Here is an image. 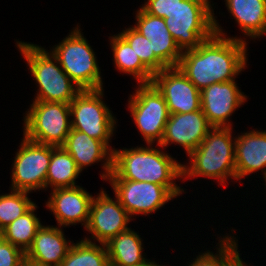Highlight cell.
Here are the masks:
<instances>
[{
    "label": "cell",
    "instance_id": "10",
    "mask_svg": "<svg viewBox=\"0 0 266 266\" xmlns=\"http://www.w3.org/2000/svg\"><path fill=\"white\" fill-rule=\"evenodd\" d=\"M20 146L12 163L11 189L29 193L45 190L52 145L39 144L23 136Z\"/></svg>",
    "mask_w": 266,
    "mask_h": 266
},
{
    "label": "cell",
    "instance_id": "4",
    "mask_svg": "<svg viewBox=\"0 0 266 266\" xmlns=\"http://www.w3.org/2000/svg\"><path fill=\"white\" fill-rule=\"evenodd\" d=\"M39 87L33 101L70 104L81 89L61 68L58 59L41 46L16 41Z\"/></svg>",
    "mask_w": 266,
    "mask_h": 266
},
{
    "label": "cell",
    "instance_id": "8",
    "mask_svg": "<svg viewBox=\"0 0 266 266\" xmlns=\"http://www.w3.org/2000/svg\"><path fill=\"white\" fill-rule=\"evenodd\" d=\"M104 90H81L69 104L72 129L102 141L112 152L109 141L116 130V118L104 103Z\"/></svg>",
    "mask_w": 266,
    "mask_h": 266
},
{
    "label": "cell",
    "instance_id": "21",
    "mask_svg": "<svg viewBox=\"0 0 266 266\" xmlns=\"http://www.w3.org/2000/svg\"><path fill=\"white\" fill-rule=\"evenodd\" d=\"M105 245L109 266H166L144 257L142 238L130 228L111 238Z\"/></svg>",
    "mask_w": 266,
    "mask_h": 266
},
{
    "label": "cell",
    "instance_id": "7",
    "mask_svg": "<svg viewBox=\"0 0 266 266\" xmlns=\"http://www.w3.org/2000/svg\"><path fill=\"white\" fill-rule=\"evenodd\" d=\"M23 135L30 141L62 146L72 129L69 104L33 101L25 112Z\"/></svg>",
    "mask_w": 266,
    "mask_h": 266
},
{
    "label": "cell",
    "instance_id": "26",
    "mask_svg": "<svg viewBox=\"0 0 266 266\" xmlns=\"http://www.w3.org/2000/svg\"><path fill=\"white\" fill-rule=\"evenodd\" d=\"M100 245L85 236L80 242L73 243L60 266H109L106 245Z\"/></svg>",
    "mask_w": 266,
    "mask_h": 266
},
{
    "label": "cell",
    "instance_id": "20",
    "mask_svg": "<svg viewBox=\"0 0 266 266\" xmlns=\"http://www.w3.org/2000/svg\"><path fill=\"white\" fill-rule=\"evenodd\" d=\"M72 245L70 240H66L61 227L42 225L25 252V258L45 266H60Z\"/></svg>",
    "mask_w": 266,
    "mask_h": 266
},
{
    "label": "cell",
    "instance_id": "23",
    "mask_svg": "<svg viewBox=\"0 0 266 266\" xmlns=\"http://www.w3.org/2000/svg\"><path fill=\"white\" fill-rule=\"evenodd\" d=\"M109 39L115 67L124 74L132 75L137 84L152 83L154 74L141 62L130 44L119 33Z\"/></svg>",
    "mask_w": 266,
    "mask_h": 266
},
{
    "label": "cell",
    "instance_id": "14",
    "mask_svg": "<svg viewBox=\"0 0 266 266\" xmlns=\"http://www.w3.org/2000/svg\"><path fill=\"white\" fill-rule=\"evenodd\" d=\"M235 80L216 82L203 88L201 109L213 127H232L230 116L246 102L247 96Z\"/></svg>",
    "mask_w": 266,
    "mask_h": 266
},
{
    "label": "cell",
    "instance_id": "33",
    "mask_svg": "<svg viewBox=\"0 0 266 266\" xmlns=\"http://www.w3.org/2000/svg\"><path fill=\"white\" fill-rule=\"evenodd\" d=\"M234 266H247V264L243 263V261L240 259Z\"/></svg>",
    "mask_w": 266,
    "mask_h": 266
},
{
    "label": "cell",
    "instance_id": "17",
    "mask_svg": "<svg viewBox=\"0 0 266 266\" xmlns=\"http://www.w3.org/2000/svg\"><path fill=\"white\" fill-rule=\"evenodd\" d=\"M133 26L150 40L154 55L168 68L177 67L182 51L167 29L164 18L147 13L142 7L136 12Z\"/></svg>",
    "mask_w": 266,
    "mask_h": 266
},
{
    "label": "cell",
    "instance_id": "32",
    "mask_svg": "<svg viewBox=\"0 0 266 266\" xmlns=\"http://www.w3.org/2000/svg\"><path fill=\"white\" fill-rule=\"evenodd\" d=\"M22 266H45V265L37 264L25 258Z\"/></svg>",
    "mask_w": 266,
    "mask_h": 266
},
{
    "label": "cell",
    "instance_id": "28",
    "mask_svg": "<svg viewBox=\"0 0 266 266\" xmlns=\"http://www.w3.org/2000/svg\"><path fill=\"white\" fill-rule=\"evenodd\" d=\"M28 194L11 189L10 193L0 195V232L35 204Z\"/></svg>",
    "mask_w": 266,
    "mask_h": 266
},
{
    "label": "cell",
    "instance_id": "6",
    "mask_svg": "<svg viewBox=\"0 0 266 266\" xmlns=\"http://www.w3.org/2000/svg\"><path fill=\"white\" fill-rule=\"evenodd\" d=\"M52 49L61 68L81 90L103 88L96 54L78 25Z\"/></svg>",
    "mask_w": 266,
    "mask_h": 266
},
{
    "label": "cell",
    "instance_id": "2",
    "mask_svg": "<svg viewBox=\"0 0 266 266\" xmlns=\"http://www.w3.org/2000/svg\"><path fill=\"white\" fill-rule=\"evenodd\" d=\"M136 146L135 148H113L112 172L109 178H122L125 180L150 182L165 186L175 197L184 192L175 180L182 179V165L175 158L160 148Z\"/></svg>",
    "mask_w": 266,
    "mask_h": 266
},
{
    "label": "cell",
    "instance_id": "1",
    "mask_svg": "<svg viewBox=\"0 0 266 266\" xmlns=\"http://www.w3.org/2000/svg\"><path fill=\"white\" fill-rule=\"evenodd\" d=\"M214 34L195 49L182 52L177 67L201 91L235 78L247 66L246 40L227 37L213 16Z\"/></svg>",
    "mask_w": 266,
    "mask_h": 266
},
{
    "label": "cell",
    "instance_id": "15",
    "mask_svg": "<svg viewBox=\"0 0 266 266\" xmlns=\"http://www.w3.org/2000/svg\"><path fill=\"white\" fill-rule=\"evenodd\" d=\"M212 128L202 109L190 113L170 114L163 138L158 145L165 149L169 144L175 143L182 146L189 155Z\"/></svg>",
    "mask_w": 266,
    "mask_h": 266
},
{
    "label": "cell",
    "instance_id": "19",
    "mask_svg": "<svg viewBox=\"0 0 266 266\" xmlns=\"http://www.w3.org/2000/svg\"><path fill=\"white\" fill-rule=\"evenodd\" d=\"M242 134L234 137L236 180L261 170L266 183V130Z\"/></svg>",
    "mask_w": 266,
    "mask_h": 266
},
{
    "label": "cell",
    "instance_id": "16",
    "mask_svg": "<svg viewBox=\"0 0 266 266\" xmlns=\"http://www.w3.org/2000/svg\"><path fill=\"white\" fill-rule=\"evenodd\" d=\"M48 199L46 207L53 212L59 227H70L77 223L86 227L93 196L83 187L54 189Z\"/></svg>",
    "mask_w": 266,
    "mask_h": 266
},
{
    "label": "cell",
    "instance_id": "11",
    "mask_svg": "<svg viewBox=\"0 0 266 266\" xmlns=\"http://www.w3.org/2000/svg\"><path fill=\"white\" fill-rule=\"evenodd\" d=\"M115 196L130 217L156 212L176 198L165 186L150 182H138L122 178H108Z\"/></svg>",
    "mask_w": 266,
    "mask_h": 266
},
{
    "label": "cell",
    "instance_id": "27",
    "mask_svg": "<svg viewBox=\"0 0 266 266\" xmlns=\"http://www.w3.org/2000/svg\"><path fill=\"white\" fill-rule=\"evenodd\" d=\"M235 239L234 235L223 236L218 243L217 253L209 250L200 253L189 266H234L241 259Z\"/></svg>",
    "mask_w": 266,
    "mask_h": 266
},
{
    "label": "cell",
    "instance_id": "18",
    "mask_svg": "<svg viewBox=\"0 0 266 266\" xmlns=\"http://www.w3.org/2000/svg\"><path fill=\"white\" fill-rule=\"evenodd\" d=\"M62 147L72 156L81 172L86 167L102 161V168L105 172L100 176L108 181L112 172L113 152L102 141L71 129Z\"/></svg>",
    "mask_w": 266,
    "mask_h": 266
},
{
    "label": "cell",
    "instance_id": "9",
    "mask_svg": "<svg viewBox=\"0 0 266 266\" xmlns=\"http://www.w3.org/2000/svg\"><path fill=\"white\" fill-rule=\"evenodd\" d=\"M138 86L135 94H130L128 108L144 141L159 144L170 116L166 101L153 83Z\"/></svg>",
    "mask_w": 266,
    "mask_h": 266
},
{
    "label": "cell",
    "instance_id": "31",
    "mask_svg": "<svg viewBox=\"0 0 266 266\" xmlns=\"http://www.w3.org/2000/svg\"><path fill=\"white\" fill-rule=\"evenodd\" d=\"M142 8L153 16L167 18L174 8V0H147Z\"/></svg>",
    "mask_w": 266,
    "mask_h": 266
},
{
    "label": "cell",
    "instance_id": "24",
    "mask_svg": "<svg viewBox=\"0 0 266 266\" xmlns=\"http://www.w3.org/2000/svg\"><path fill=\"white\" fill-rule=\"evenodd\" d=\"M81 170L72 156L62 147L52 145V155L46 175V190L76 187V179Z\"/></svg>",
    "mask_w": 266,
    "mask_h": 266
},
{
    "label": "cell",
    "instance_id": "13",
    "mask_svg": "<svg viewBox=\"0 0 266 266\" xmlns=\"http://www.w3.org/2000/svg\"><path fill=\"white\" fill-rule=\"evenodd\" d=\"M152 83L162 93L170 114L201 109L200 90L178 67H168L155 73Z\"/></svg>",
    "mask_w": 266,
    "mask_h": 266
},
{
    "label": "cell",
    "instance_id": "25",
    "mask_svg": "<svg viewBox=\"0 0 266 266\" xmlns=\"http://www.w3.org/2000/svg\"><path fill=\"white\" fill-rule=\"evenodd\" d=\"M36 203L22 216H19L1 232L0 236L11 244L19 247L24 252L31 246L37 230L42 226V223L35 211Z\"/></svg>",
    "mask_w": 266,
    "mask_h": 266
},
{
    "label": "cell",
    "instance_id": "12",
    "mask_svg": "<svg viewBox=\"0 0 266 266\" xmlns=\"http://www.w3.org/2000/svg\"><path fill=\"white\" fill-rule=\"evenodd\" d=\"M114 200L102 188L93 197L86 231L92 234L91 239L106 244L111 238L128 230L131 217L121 205L119 199Z\"/></svg>",
    "mask_w": 266,
    "mask_h": 266
},
{
    "label": "cell",
    "instance_id": "22",
    "mask_svg": "<svg viewBox=\"0 0 266 266\" xmlns=\"http://www.w3.org/2000/svg\"><path fill=\"white\" fill-rule=\"evenodd\" d=\"M225 4L244 35L255 39L266 34V0H225Z\"/></svg>",
    "mask_w": 266,
    "mask_h": 266
},
{
    "label": "cell",
    "instance_id": "30",
    "mask_svg": "<svg viewBox=\"0 0 266 266\" xmlns=\"http://www.w3.org/2000/svg\"><path fill=\"white\" fill-rule=\"evenodd\" d=\"M25 252L0 236V266H22Z\"/></svg>",
    "mask_w": 266,
    "mask_h": 266
},
{
    "label": "cell",
    "instance_id": "29",
    "mask_svg": "<svg viewBox=\"0 0 266 266\" xmlns=\"http://www.w3.org/2000/svg\"><path fill=\"white\" fill-rule=\"evenodd\" d=\"M134 49L141 62L153 73L167 68L155 55L150 40L143 36L133 26L119 33Z\"/></svg>",
    "mask_w": 266,
    "mask_h": 266
},
{
    "label": "cell",
    "instance_id": "3",
    "mask_svg": "<svg viewBox=\"0 0 266 266\" xmlns=\"http://www.w3.org/2000/svg\"><path fill=\"white\" fill-rule=\"evenodd\" d=\"M233 127H213L200 145L189 156V164L182 165V179L206 177L226 185L236 180L235 140ZM191 162V163H190Z\"/></svg>",
    "mask_w": 266,
    "mask_h": 266
},
{
    "label": "cell",
    "instance_id": "5",
    "mask_svg": "<svg viewBox=\"0 0 266 266\" xmlns=\"http://www.w3.org/2000/svg\"><path fill=\"white\" fill-rule=\"evenodd\" d=\"M210 2L174 0V8L164 21L182 52L195 49L214 34V9Z\"/></svg>",
    "mask_w": 266,
    "mask_h": 266
}]
</instances>
